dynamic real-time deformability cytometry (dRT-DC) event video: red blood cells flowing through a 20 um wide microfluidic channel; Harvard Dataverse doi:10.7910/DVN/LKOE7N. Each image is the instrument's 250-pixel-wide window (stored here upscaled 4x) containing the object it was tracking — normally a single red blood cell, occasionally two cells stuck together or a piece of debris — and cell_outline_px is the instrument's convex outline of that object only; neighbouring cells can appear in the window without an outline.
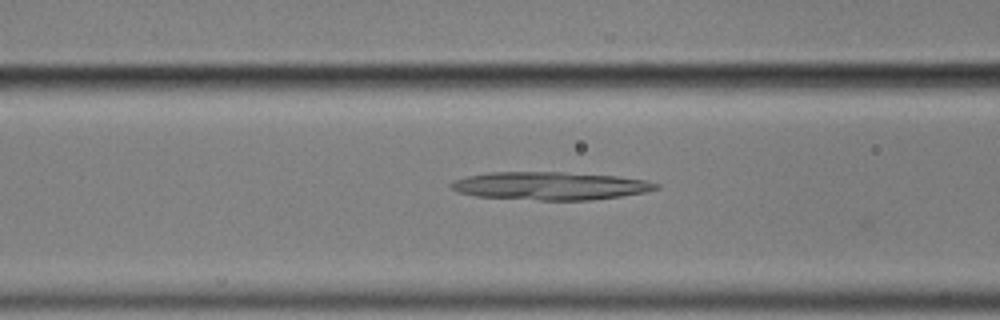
{"species": "common noctule bat (a hibernating species)", "species_latin": "Nyctalus noctula", "temperature_condition": "cold", "stored_images_in_passage": 34, "camera_frame_rate_fps": 3000, "um_per_image_px": 0.085, "animal": {"sex": "male", "body_mass_g": 17.9}, "frame": {"image": 1, "passage_image": 5, "time_ms": 1.333, "image_size_px": [1000, 320], "cell_outline_px": [[660, 188], [644, 192], [620, 196], [588, 200], [540, 200], [476, 196], [456, 192], [448, 184], [452, 180], [468, 176], [488, 172], [564, 172], [616, 176], [644, 180], [660, 184]], "centroid_in_image_um": [46.72, 15.79], "position_along_channel_um": 119.9, "area_um2": 33.35}}
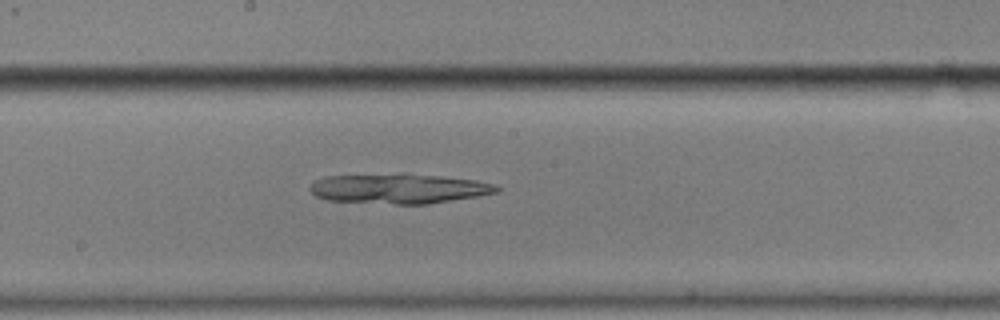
{"frame": {"image": 2, "passage_image": 13, "time_ms": 4.0, "image_size_px": [1000, 320], "cell_outline_px": [[500, 188], [496, 192], [476, 196], [428, 204], [396, 204], [328, 200], [316, 196], [308, 188], [316, 180], [328, 176], [400, 172], [440, 176], [476, 180], [496, 184]], "centroid_in_image_um": [33.89, 16.01], "position_along_channel_um": 214.3, "area_um2": 32.71}}
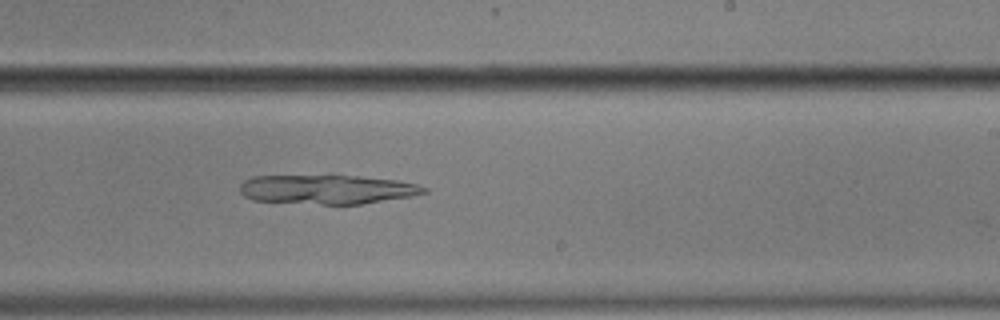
{"frame": {"image": 3, "passage_image": 17, "time_ms": 5.333, "image_size_px": [1000, 320], "cell_outline_px": [[428, 192], [412, 196], [360, 204], [320, 204], [252, 200], [244, 196], [240, 192], [240, 184], [244, 180], [252, 176], [360, 176], [396, 180], [416, 184], [428, 188]], "centroid_in_image_um": [27.8, 16.1], "position_along_channel_um": 261.2, "area_um2": 31.21}}